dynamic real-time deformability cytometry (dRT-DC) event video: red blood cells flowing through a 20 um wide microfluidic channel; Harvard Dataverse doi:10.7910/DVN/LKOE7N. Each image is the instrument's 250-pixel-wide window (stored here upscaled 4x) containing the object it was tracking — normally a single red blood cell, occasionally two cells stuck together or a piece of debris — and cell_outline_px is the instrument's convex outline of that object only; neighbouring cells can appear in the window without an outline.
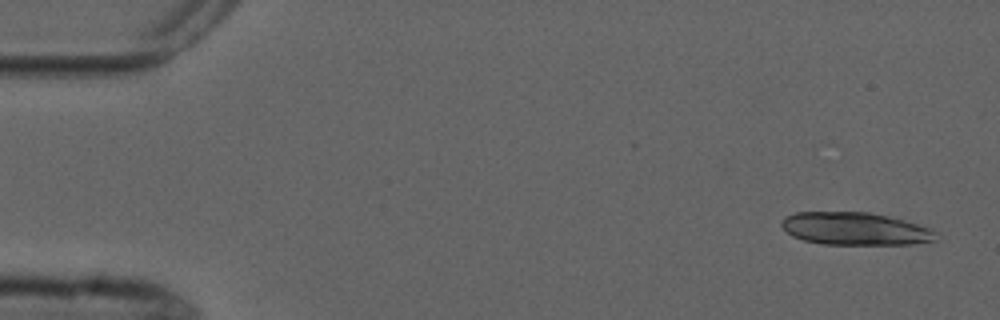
{"species": "common noctule bat (a hibernating species)", "species_latin": "Nyctalus noctula", "temperature_condition": "cold", "stored_images_in_passage": 4, "camera_frame_rate_fps": 3000, "um_per_image_px": 0.085, "animal": {"sex": "male", "forearm_length_mm": 52.5}, "frame": {"image": 1, "passage_image": 1, "time_ms": 0.0, "image_size_px": [1000, 320], "cell_outline_px": [[936, 240], [912, 244], [824, 244], [804, 240], [792, 236], [780, 224], [780, 220], [784, 216], [796, 212], [868, 212], [888, 216], [916, 224], [928, 228], [936, 232]], "centroid_in_image_um": [72.63, 19.44], "position_along_channel_um": 12.4, "area_um2": 29.19}}